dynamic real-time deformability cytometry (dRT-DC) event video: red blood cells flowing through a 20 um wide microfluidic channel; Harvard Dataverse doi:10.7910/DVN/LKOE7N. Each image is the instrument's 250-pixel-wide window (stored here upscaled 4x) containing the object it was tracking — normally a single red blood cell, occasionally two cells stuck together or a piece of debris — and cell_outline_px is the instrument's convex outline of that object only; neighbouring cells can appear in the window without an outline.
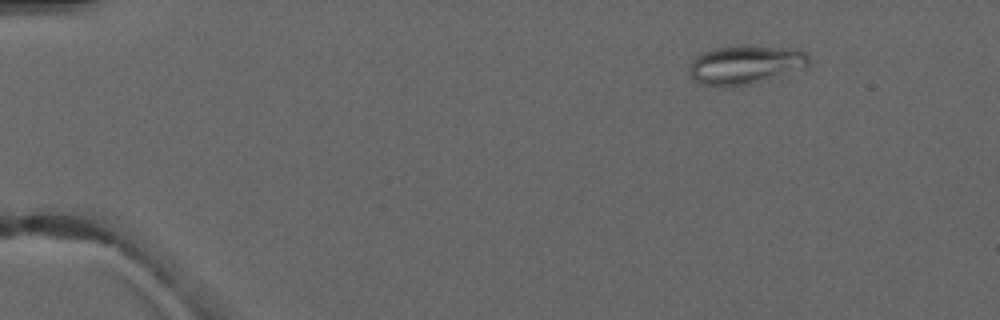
{"species": "common noctule bat (a hibernating species)", "species_latin": "Nyctalus noctula", "temperature_condition": "warm", "stored_images_in_passage": 5, "camera_frame_rate_fps": 3000, "um_per_image_px": 0.085, "animal": {"sex": "male", "forearm_length_mm": 52.5}, "frame": {"image": 1, "passage_image": 1, "time_ms": 0.0, "image_size_px": [1000, 320], "cell_outline_px": [[812, 64], [808, 68], [748, 84], [728, 88], [724, 88], [700, 84], [692, 80], [688, 72], [688, 68], [692, 60], [700, 52], [712, 48], [736, 44], [748, 44], [796, 48], [804, 52], [812, 60]], "centroid_in_image_um": [63.35, 5.48], "position_along_channel_um": 21.7, "area_um2": 28.38}}